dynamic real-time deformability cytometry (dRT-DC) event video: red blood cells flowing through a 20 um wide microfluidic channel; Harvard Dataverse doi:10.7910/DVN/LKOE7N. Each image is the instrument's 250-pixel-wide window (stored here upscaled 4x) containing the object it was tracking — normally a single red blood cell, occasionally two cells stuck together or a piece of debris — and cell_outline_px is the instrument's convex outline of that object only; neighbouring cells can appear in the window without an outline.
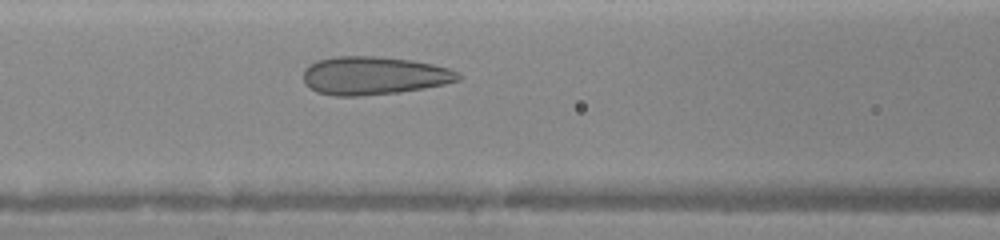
{"species": "human", "species_latin": "Homo sapiens", "temperature_condition": "warm", "stored_images_in_passage": 6, "camera_frame_rate_fps": 3000, "um_per_image_px": 0.085, "donor": {"sex": "female"}, "frame": {"image": 1, "passage_image": 6, "time_ms": 3.333, "image_size_px": [1000, 240], "cell_outline_px": [[460, 80], [444, 84], [424, 88], [400, 92], [360, 96], [332, 96], [316, 92], [308, 88], [304, 84], [304, 68], [316, 60], [336, 56], [376, 56], [412, 60], [432, 64], [448, 68], [460, 72]], "centroid_in_image_um": [31.74, 6.43], "position_along_channel_um": 134.9, "area_um2": 34.8}}